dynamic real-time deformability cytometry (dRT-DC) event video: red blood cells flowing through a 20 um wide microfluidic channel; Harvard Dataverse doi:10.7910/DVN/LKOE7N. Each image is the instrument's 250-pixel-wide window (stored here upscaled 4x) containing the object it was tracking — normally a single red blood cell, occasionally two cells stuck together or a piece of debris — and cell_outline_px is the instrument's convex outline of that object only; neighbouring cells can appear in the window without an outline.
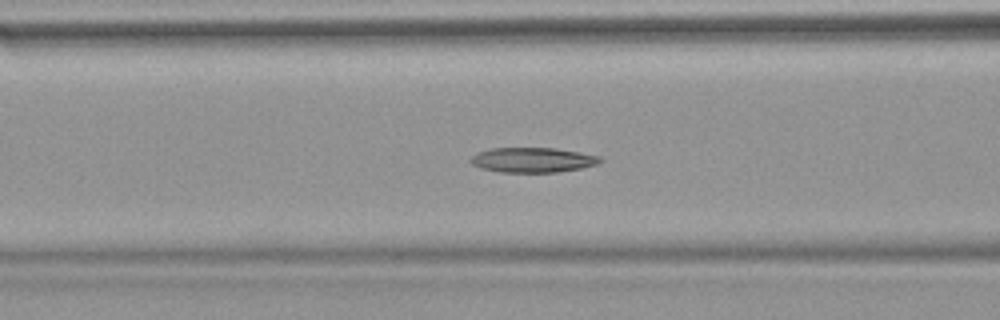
{"species": "common noctule bat (a hibernating species)", "species_latin": "Nyctalus noctula", "temperature_condition": "warm", "stored_images_in_passage": 54, "camera_frame_rate_fps": 3000, "um_per_image_px": 0.085, "animal": {"sex": "female", "body_mass_g": 18.4}, "frame": {"image": 1, "passage_image": 22, "time_ms": 7.0, "image_size_px": [1000, 320], "cell_outline_px": [[604, 160], [596, 164], [580, 168], [556, 172], [500, 172], [480, 168], [472, 164], [468, 160], [476, 152], [492, 148], [556, 148], [580, 152], [600, 156]], "centroid_in_image_um": [45.25, 13.59], "position_along_channel_um": 121.4, "area_um2": 18.84}}
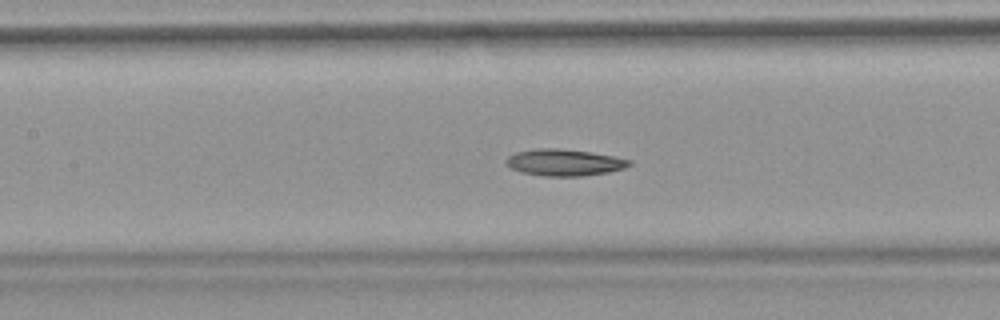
{"frame": {"image": 2, "passage_image": 25, "time_ms": 8.0, "image_size_px": [1000, 320], "cell_outline_px": [[632, 164], [624, 168], [608, 172], [580, 176], [544, 176], [520, 172], [504, 164], [504, 160], [508, 156], [516, 152], [536, 148], [556, 148], [592, 152], [632, 160]], "centroid_in_image_um": [47.93, 13.8], "position_along_channel_um": 159.5, "area_um2": 19.19}}
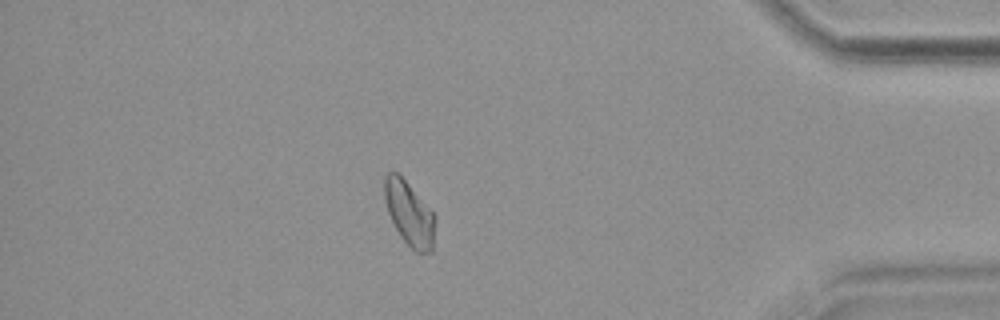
{"frame": {"image": 3, "passage_image": 47, "time_ms": 15.333, "image_size_px": [1000, 320], "cell_outline_px": [[436, 220], [432, 252], [416, 252], [400, 236], [388, 212], [384, 200], [384, 176], [388, 172], [396, 172], [408, 184], [436, 216]], "centroid_in_image_um": [34.79, 18.16], "position_along_channel_um": 400.4, "area_um2": 18.67}}